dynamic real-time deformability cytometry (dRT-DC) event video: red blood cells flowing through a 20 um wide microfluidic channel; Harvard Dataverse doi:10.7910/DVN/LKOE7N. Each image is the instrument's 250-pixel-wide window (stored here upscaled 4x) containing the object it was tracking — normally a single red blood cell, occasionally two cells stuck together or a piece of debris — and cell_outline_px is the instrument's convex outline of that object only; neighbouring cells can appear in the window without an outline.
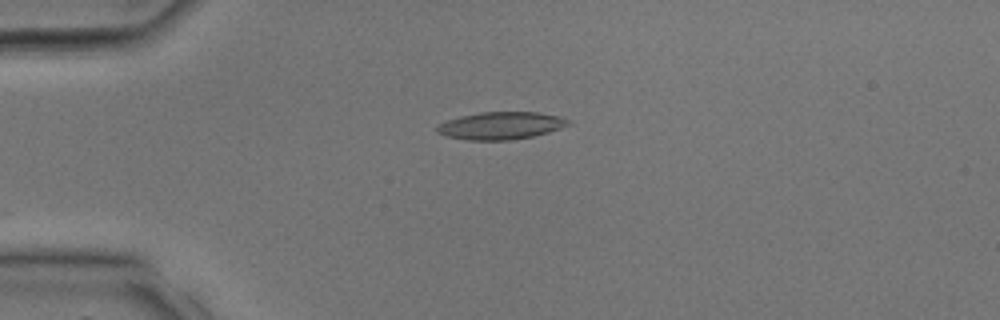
{"species": "common noctule bat (a hibernating species)", "species_latin": "Nyctalus noctula", "temperature_condition": "room temperature", "stored_images_in_passage": 9, "camera_frame_rate_fps": 3000, "um_per_image_px": 0.085, "animal": {"sex": "male", "body_mass_g": 17.9, "forearm_length_mm": 54.2}, "frame": {"image": 1, "passage_image": 1, "time_ms": 0.0, "image_size_px": [1000, 320], "cell_outline_px": [[572, 124], [548, 132], [532, 136], [508, 140], [468, 140], [448, 136], [436, 132], [436, 128], [440, 124], [448, 120], [460, 116], [480, 112], [536, 112], [560, 116], [568, 120]], "centroid_in_image_um": [42.58, 10.67], "position_along_channel_um": 42.4, "area_um2": 20.81}}
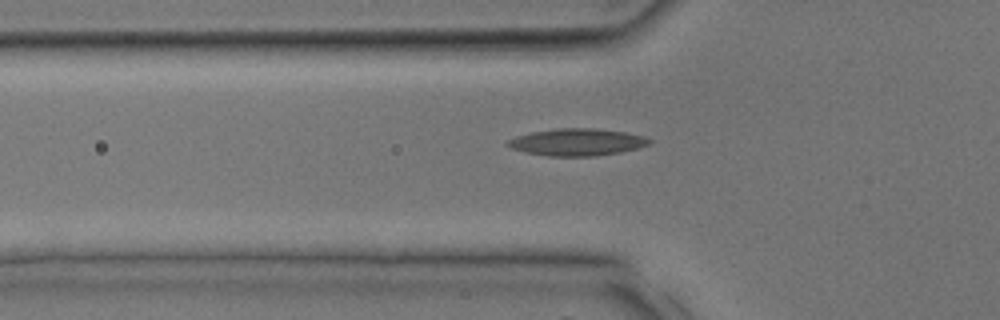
{"frame": {"image": 2, "passage_image": 4, "time_ms": 1.0, "image_size_px": [1000, 320], "cell_outline_px": [[652, 144], [620, 152], [596, 156], [548, 156], [528, 152], [512, 148], [504, 144], [508, 140], [516, 136], [532, 132], [556, 128], [596, 128], [624, 132], [644, 136], [652, 140]], "centroid_in_image_um": [49.07, 12.07], "position_along_channel_um": 76.7, "area_um2": 22.31}}
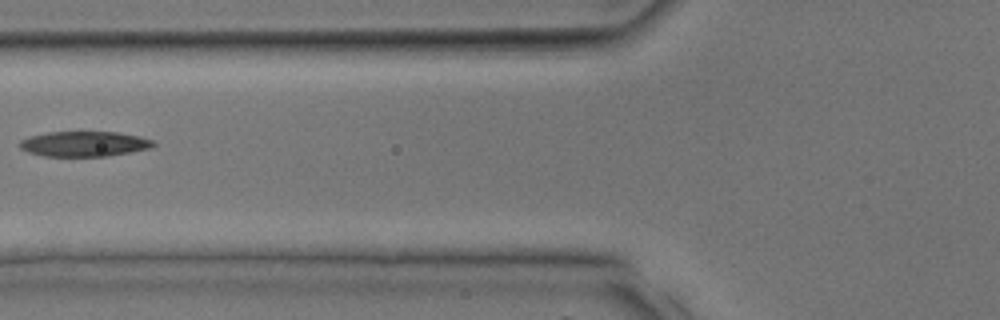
{"frame": {"image": 3, "passage_image": 6, "time_ms": 1.667, "image_size_px": [1000, 320], "cell_outline_px": [[156, 144], [152, 148], [132, 152], [108, 156], [44, 156], [28, 152], [20, 148], [20, 140], [32, 136], [48, 132], [116, 132], [140, 136], [152, 140]], "centroid_in_image_um": [7.2, 12.23], "position_along_channel_um": 118.6, "area_um2": 19.59}}